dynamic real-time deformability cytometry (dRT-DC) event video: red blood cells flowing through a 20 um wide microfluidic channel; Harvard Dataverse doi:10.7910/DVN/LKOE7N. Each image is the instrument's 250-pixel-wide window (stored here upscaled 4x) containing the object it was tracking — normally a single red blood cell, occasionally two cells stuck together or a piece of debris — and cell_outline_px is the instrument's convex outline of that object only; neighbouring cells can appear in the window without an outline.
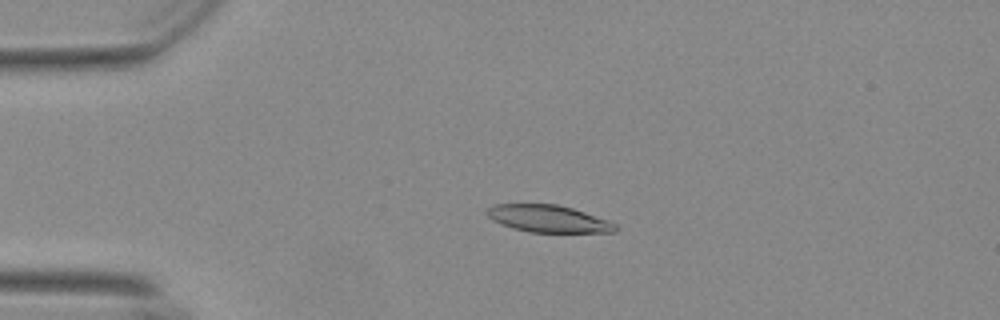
{"species": "Egyptian fruit bat (a non-hibernating species)", "species_latin": "Rousettus aegyptiacus", "temperature_condition": "warm", "stored_images_in_passage": 21, "camera_frame_rate_fps": 3000, "um_per_image_px": 0.085, "animal": {"sex": "female"}, "frame": {"image": 1, "passage_image": 3, "time_ms": 0.667, "image_size_px": [1000, 320], "cell_outline_px": [[616, 232], [528, 232], [512, 228], [492, 220], [484, 212], [488, 208], [496, 204], [556, 204], [572, 208], [608, 220], [616, 224]], "centroid_in_image_um": [46.58, 18.59], "position_along_channel_um": 38.4, "area_um2": 20.23}}
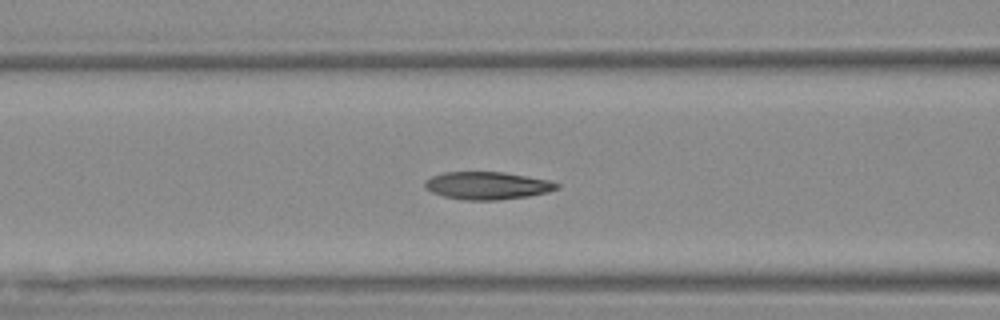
{"frame": {"image": 2, "passage_image": 13, "time_ms": 4.0, "image_size_px": [1000, 320], "cell_outline_px": [[560, 188], [548, 192], [528, 196], [496, 200], [464, 200], [444, 196], [432, 192], [424, 188], [424, 180], [432, 176], [444, 172], [504, 172], [548, 180], [560, 184]], "centroid_in_image_um": [41.41, 15.77], "position_along_channel_um": 125.2, "area_um2": 21.27}}
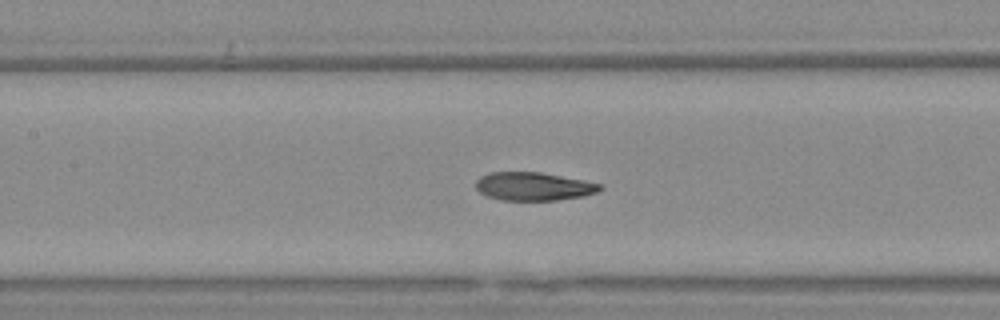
{"frame": {"image": 3, "passage_image": 16, "time_ms": 5.0, "image_size_px": [1000, 320], "cell_outline_px": [[604, 188], [596, 192], [584, 196], [556, 200], [500, 200], [488, 196], [480, 192], [476, 188], [476, 180], [480, 176], [488, 172], [540, 172], [584, 180], [600, 184]], "centroid_in_image_um": [45.34, 15.84], "position_along_channel_um": 162.1, "area_um2": 20.46}}